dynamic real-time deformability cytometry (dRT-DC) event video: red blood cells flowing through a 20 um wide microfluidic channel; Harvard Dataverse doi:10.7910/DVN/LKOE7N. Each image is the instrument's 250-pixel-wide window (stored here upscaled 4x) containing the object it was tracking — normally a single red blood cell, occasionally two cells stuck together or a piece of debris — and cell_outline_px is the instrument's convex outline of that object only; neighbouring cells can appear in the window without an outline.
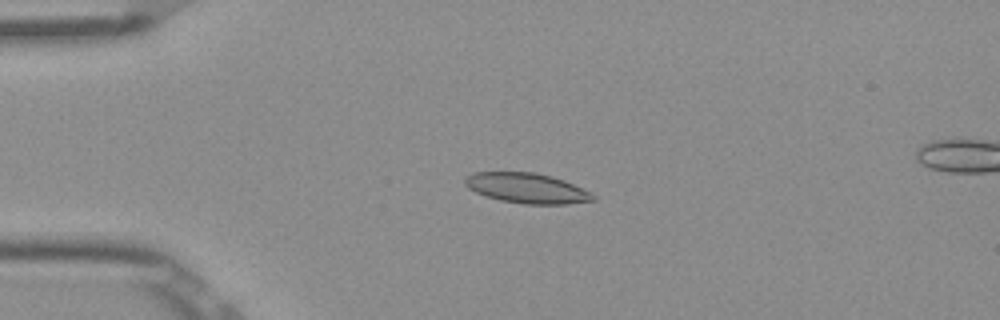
{"species": "Egyptian fruit bat (a non-hibernating species)", "species_latin": "Rousettus aegyptiacus", "temperature_condition": "room temperature", "stored_images_in_passage": 54, "segment_of_instrument_passage": [1, 2], "camera_frame_rate_fps": 3000, "um_per_image_px": 0.085, "frame": {"image": 1, "passage_image": 13, "time_ms": 4.0, "image_size_px": [1000, 320], "cell_outline_px": [[596, 200], [568, 204], [524, 204], [500, 200], [476, 192], [468, 188], [464, 184], [464, 180], [472, 172], [532, 172], [552, 176], [564, 180], [592, 192], [596, 196]], "centroid_in_image_um": [44.82, 15.99], "position_along_channel_um": 40.2, "area_um2": 22.54}}
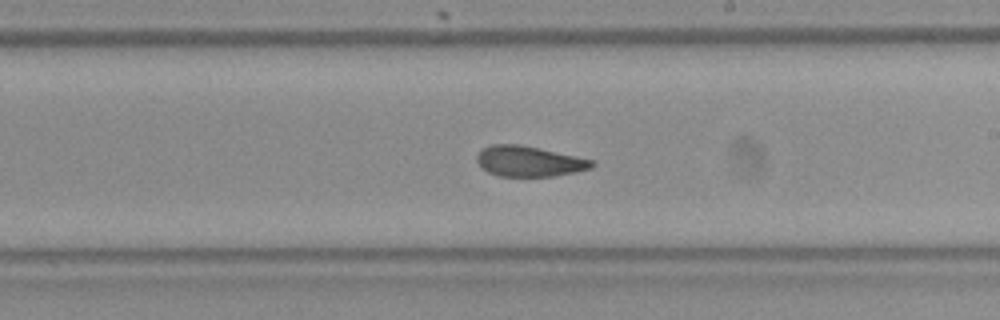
{"frame": {"image": 2, "passage_image": 31, "time_ms": 10.0, "image_size_px": [1000, 320], "cell_outline_px": [[596, 164], [592, 168], [576, 172], [552, 176], [500, 176], [488, 172], [480, 168], [476, 160], [476, 156], [484, 148], [492, 144], [520, 144], [596, 160]], "centroid_in_image_um": [45.0, 13.71], "position_along_channel_um": 244.0, "area_um2": 20.58}}
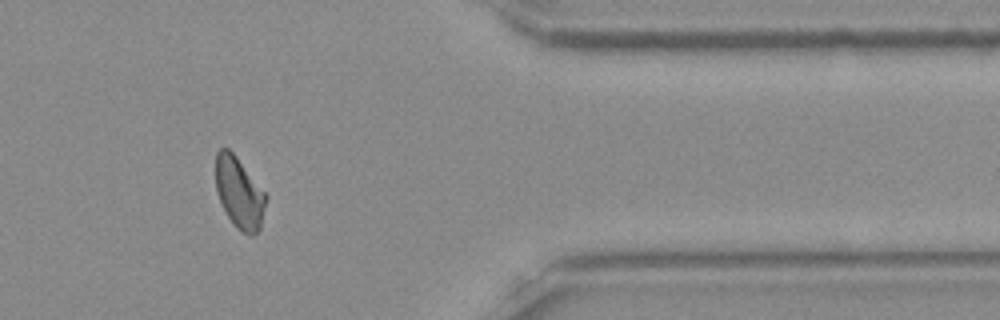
{"frame": {"image": 3, "passage_image": 44, "time_ms": 14.333, "image_size_px": [1000, 320], "cell_outline_px": [[268, 196], [260, 228], [252, 236], [248, 236], [236, 228], [228, 216], [216, 192], [216, 152], [220, 148], [228, 148], [236, 156]], "centroid_in_image_um": [20.35, 16.4], "position_along_channel_um": 391.1, "area_um2": 20.75}}